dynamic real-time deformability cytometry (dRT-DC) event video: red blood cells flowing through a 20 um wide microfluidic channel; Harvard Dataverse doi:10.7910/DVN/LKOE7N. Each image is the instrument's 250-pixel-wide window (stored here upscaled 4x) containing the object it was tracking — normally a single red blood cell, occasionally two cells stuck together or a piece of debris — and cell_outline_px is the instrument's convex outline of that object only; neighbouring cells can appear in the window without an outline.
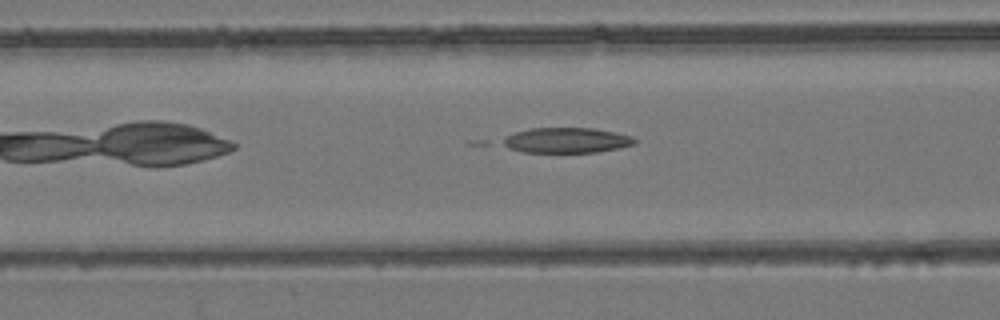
{"species": "common noctule bat (a hibernating species)", "species_latin": "Nyctalus noctula", "temperature_condition": "room temperature", "stored_images_in_passage": 18, "camera_frame_rate_fps": 3000, "um_per_image_px": 0.085, "animal": {"sex": "female", "body_mass_g": 24.6, "forearm_length_mm": 56.2}, "frame": {"image": 1, "passage_image": 6, "time_ms": 1.667, "image_size_px": [1000, 320], "cell_outline_px": [[636, 144], [620, 148], [596, 152], [524, 152], [508, 148], [500, 144], [500, 140], [516, 132], [532, 128], [592, 128], [616, 132], [632, 136], [636, 140]], "centroid_in_image_um": [48.16, 11.93], "position_along_channel_um": 118.4, "area_um2": 19.48}}
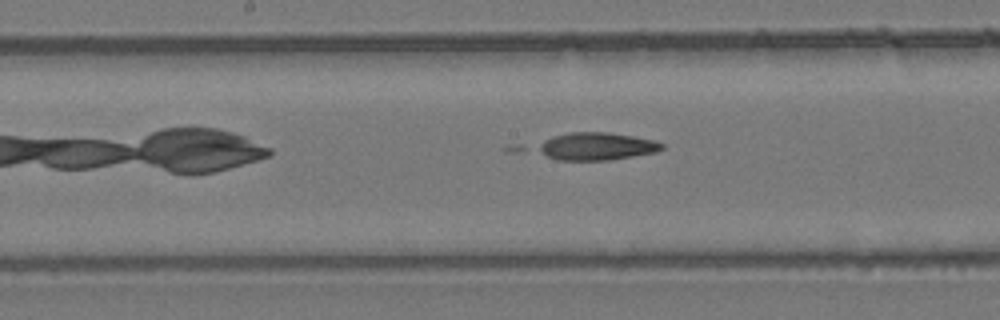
{"frame": {"image": 2, "passage_image": 12, "time_ms": 3.667, "image_size_px": [1000, 320], "cell_outline_px": [[664, 148], [656, 152], [608, 160], [556, 160], [548, 156], [536, 148], [544, 140], [552, 136], [568, 132], [608, 132], [632, 136], [652, 140], [664, 144]], "centroid_in_image_um": [50.7, 12.43], "position_along_channel_um": 197.5, "area_um2": 19.77}}
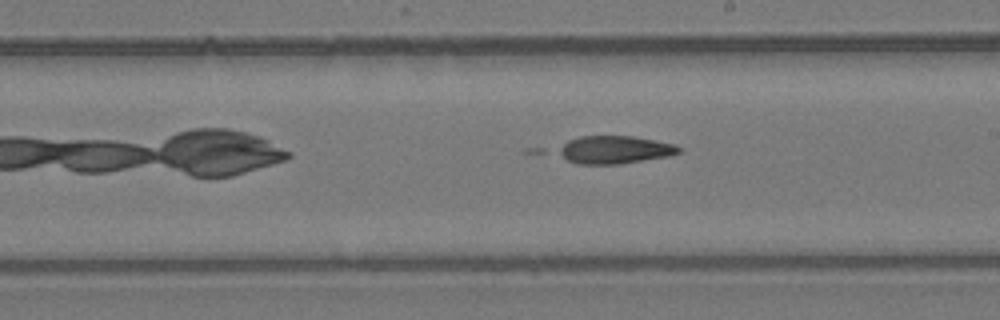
{"frame": {"image": 3, "passage_image": 15, "time_ms": 4.667, "image_size_px": [1000, 320], "cell_outline_px": [[680, 152], [668, 156], [620, 164], [576, 164], [568, 160], [556, 152], [556, 148], [568, 140], [580, 136], [632, 136], [676, 144], [680, 148]], "centroid_in_image_um": [52.2, 12.73], "position_along_channel_um": 236.8, "area_um2": 19.59}}